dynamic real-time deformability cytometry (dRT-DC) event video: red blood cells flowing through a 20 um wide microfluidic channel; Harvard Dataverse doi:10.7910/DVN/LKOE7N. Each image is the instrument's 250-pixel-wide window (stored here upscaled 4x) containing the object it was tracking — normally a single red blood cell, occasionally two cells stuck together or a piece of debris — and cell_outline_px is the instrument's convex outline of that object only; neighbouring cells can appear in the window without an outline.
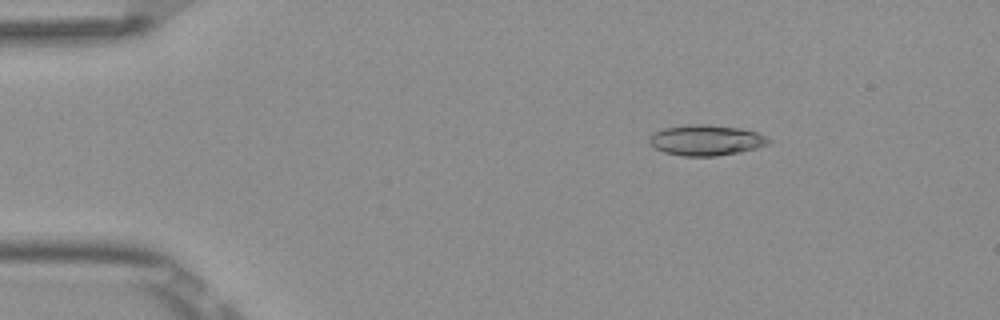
{"species": "Egyptian fruit bat (a non-hibernating species)", "species_latin": "Rousettus aegyptiacus", "temperature_condition": "room temperature", "stored_images_in_passage": 4, "camera_frame_rate_fps": 3000, "um_per_image_px": 0.085, "frame": {"image": 1, "passage_image": 3, "time_ms": 0.667, "image_size_px": [1000, 320], "cell_outline_px": [[772, 140], [768, 144], [756, 148], [740, 152], [716, 156], [680, 156], [664, 152], [656, 148], [648, 140], [656, 132], [664, 128], [688, 124], [708, 124], [740, 128], [756, 132]], "centroid_in_image_um": [60.04, 11.92], "position_along_channel_um": 25.0, "area_um2": 21.15}}